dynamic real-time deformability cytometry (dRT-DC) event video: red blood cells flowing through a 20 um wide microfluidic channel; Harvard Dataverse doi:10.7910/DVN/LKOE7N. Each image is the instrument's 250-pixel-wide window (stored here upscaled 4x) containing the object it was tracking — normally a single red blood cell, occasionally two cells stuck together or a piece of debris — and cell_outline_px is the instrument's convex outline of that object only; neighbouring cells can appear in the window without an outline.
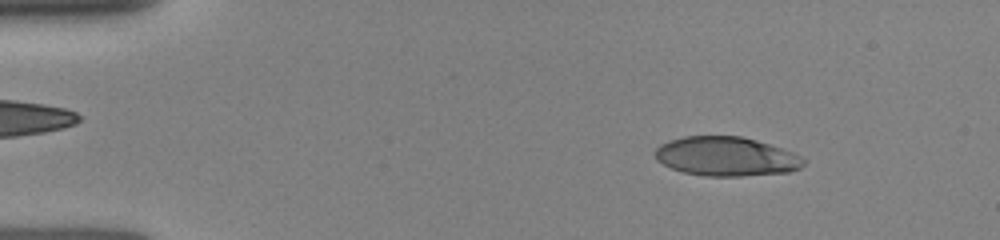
{"species": "human", "species_latin": "Homo sapiens", "temperature_condition": "room temperature", "stored_images_in_passage": 24, "camera_frame_rate_fps": 3000, "um_per_image_px": 0.085, "donor": {"sex": "female"}, "frame": {"image": 1, "passage_image": 5, "time_ms": 1.667, "image_size_px": [1000, 240], "cell_outline_px": [[804, 164], [800, 168], [788, 172], [740, 176], [704, 176], [680, 172], [656, 160], [656, 148], [660, 144], [668, 140], [684, 136], [740, 136], [756, 140], [792, 152], [800, 156], [804, 160]], "centroid_in_image_um": [61.69, 13.3], "position_along_channel_um": 23.3, "area_um2": 33.81}}
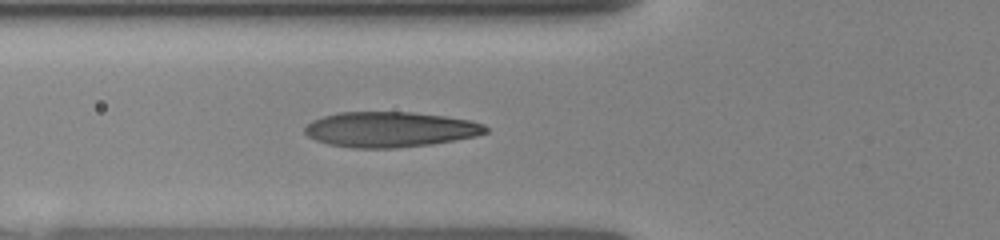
{"frame": {"image": 2, "passage_image": 16, "time_ms": 5.333, "image_size_px": [1000, 240], "cell_outline_px": [[488, 132], [476, 136], [432, 144], [396, 148], [352, 148], [328, 144], [316, 140], [308, 136], [304, 132], [304, 128], [312, 120], [324, 116], [340, 112], [412, 112], [444, 116], [472, 120], [484, 124], [488, 128]], "centroid_in_image_um": [33.17, 11.0], "position_along_channel_um": 92.6, "area_um2": 37.34}}
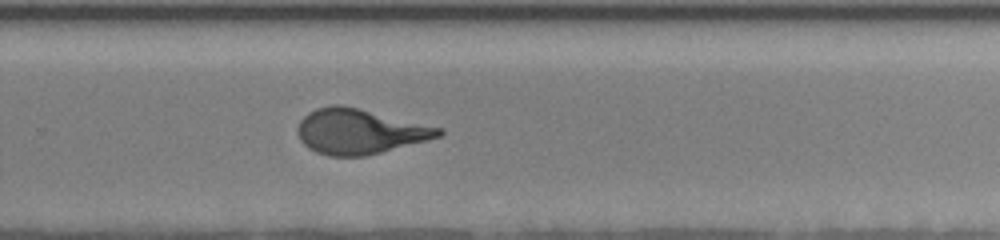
{"frame": {"image": 3, "passage_image": 24, "time_ms": 10.333, "image_size_px": [1000, 240], "cell_outline_px": [[444, 132], [440, 136], [428, 140], [364, 156], [328, 156], [316, 152], [308, 148], [300, 140], [296, 132], [300, 120], [308, 112], [316, 108], [332, 104], [340, 104], [444, 128]], "centroid_in_image_um": [30.54, 11.17], "position_along_channel_um": 299.3, "area_um2": 36.99}}